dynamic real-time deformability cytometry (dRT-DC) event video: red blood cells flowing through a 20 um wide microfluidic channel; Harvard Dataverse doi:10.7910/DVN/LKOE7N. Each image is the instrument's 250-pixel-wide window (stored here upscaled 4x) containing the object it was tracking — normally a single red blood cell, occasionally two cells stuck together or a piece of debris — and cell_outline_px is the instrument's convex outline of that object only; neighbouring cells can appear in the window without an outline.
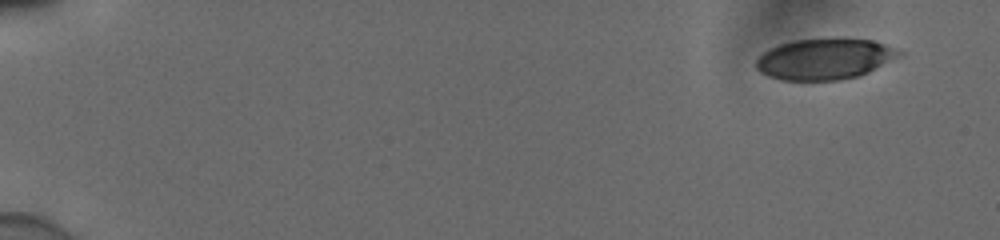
{"species": "human", "species_latin": "Homo sapiens", "temperature_condition": "cold", "stored_images_in_passage": 52, "camera_frame_rate_fps": 3000, "um_per_image_px": 0.085, "donor": {"sex": "male"}, "frame": {"image": 1, "passage_image": 1, "time_ms": 0.0, "image_size_px": [1000, 240], "cell_outline_px": [[904, 56], [860, 76], [840, 80], [780, 80], [768, 76], [760, 72], [756, 68], [756, 60], [764, 52], [780, 44], [796, 40], [836, 36], [872, 40], [884, 44], [904, 52]], "centroid_in_image_um": [70.17, 4.99], "position_along_channel_um": 14.8, "area_um2": 34.91}}
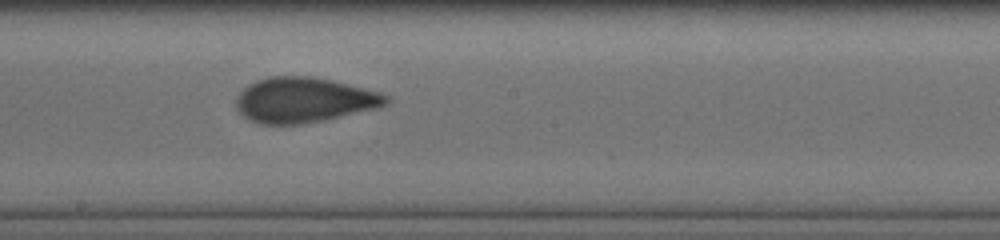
{"frame": {"image": 2, "passage_image": 30, "time_ms": 9.667, "image_size_px": [1000, 240], "cell_outline_px": [[388, 104], [376, 108], [324, 120], [300, 124], [260, 124], [248, 120], [236, 108], [236, 96], [248, 84], [268, 76], [312, 76], [332, 80], [380, 92], [388, 96]], "centroid_in_image_um": [25.81, 8.5], "position_along_channel_um": 222.4, "area_um2": 39.42}}
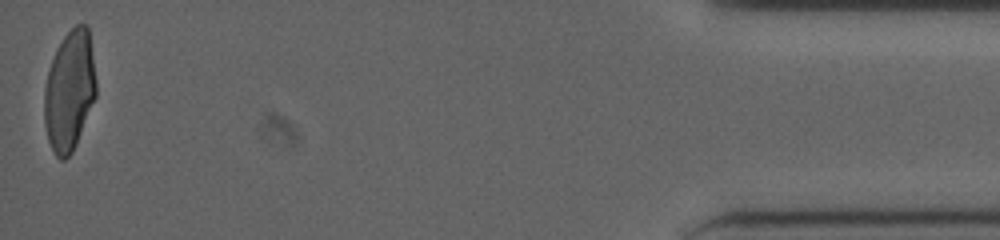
{"frame": {"image": 3, "passage_image": 52, "time_ms": 17.0, "image_size_px": [1000, 240], "cell_outline_px": [[96, 96], [76, 144], [72, 152], [64, 160], [60, 160], [56, 156], [48, 140], [44, 124], [44, 88], [48, 72], [56, 48], [64, 36], [76, 24], [88, 24], [96, 80]], "centroid_in_image_um": [5.9, 7.71], "position_along_channel_um": 429.3, "area_um2": 36.3}, "authors_computed_cell_mechanics": {"area_um2": 37.7723, "velocity_mm_per_s": 3.8823, "shape_relaxation_time_tau1_ms": 5.6409, "shape_relaxation_time_tau2_ms": 0.8947, "deformation_change_tau1": 0.1588, "deformation_change_tau2": 0.0654}}